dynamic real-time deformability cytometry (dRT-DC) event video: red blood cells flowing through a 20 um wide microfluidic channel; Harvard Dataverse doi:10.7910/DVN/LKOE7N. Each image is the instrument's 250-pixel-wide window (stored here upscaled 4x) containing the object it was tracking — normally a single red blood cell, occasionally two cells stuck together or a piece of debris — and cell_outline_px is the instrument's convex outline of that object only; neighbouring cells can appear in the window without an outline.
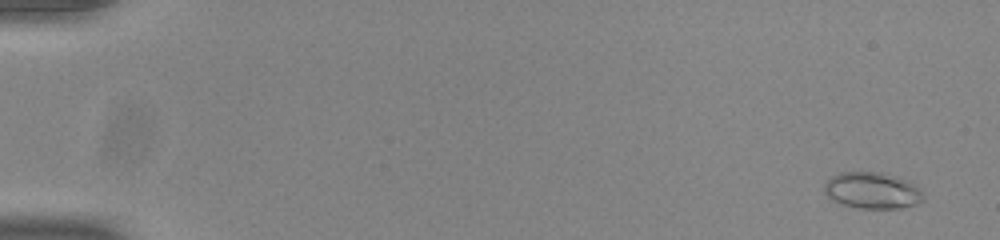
{"species": "common noctule bat (a hibernating species)", "species_latin": "Nyctalus noctula", "temperature_condition": "room temperature", "stored_images_in_passage": 54, "camera_frame_rate_fps": 3000, "um_per_image_px": 0.085, "animal": {"sex": "male", "body_mass_g": 20.0, "forearm_length_mm": 53.3}, "frame": {"image": 1, "passage_image": 3, "time_ms": 0.667, "image_size_px": [1000, 240], "cell_outline_px": [[924, 200], [916, 204], [900, 208], [860, 208], [844, 204], [832, 200], [824, 192], [824, 184], [832, 176], [840, 172], [880, 172], [896, 176], [908, 180], [916, 184], [924, 192]], "centroid_in_image_um": [74.19, 16.18], "position_along_channel_um": 10.8, "area_um2": 21.15}}
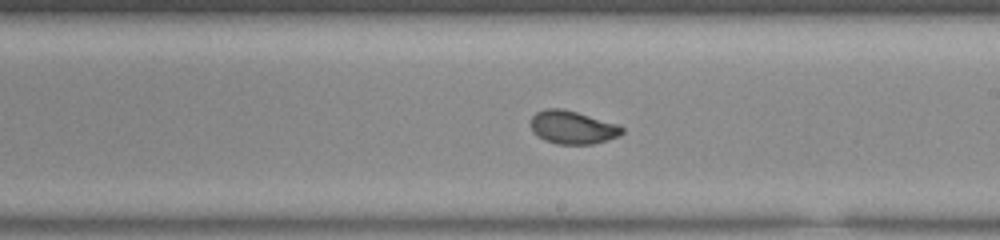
{"frame": {"image": 2, "passage_image": 33, "time_ms": 10.667, "image_size_px": [1000, 240], "cell_outline_px": [[624, 132], [620, 136], [592, 144], [556, 144], [544, 140], [536, 136], [532, 132], [528, 124], [532, 116], [536, 112], [544, 108], [564, 108], [620, 124], [624, 128]], "centroid_in_image_um": [48.64, 10.81], "position_along_channel_um": 240.4, "area_um2": 18.21}}
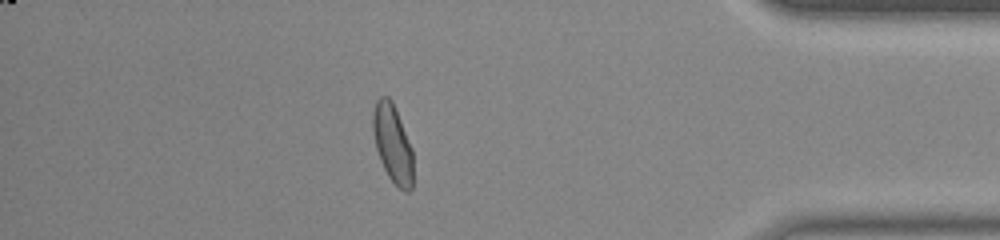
{"frame": {"image": 3, "passage_image": 48, "time_ms": 15.667, "image_size_px": [1000, 240], "cell_outline_px": [[412, 188], [408, 192], [404, 192], [388, 176], [380, 160], [376, 148], [372, 128], [372, 112], [376, 100], [380, 96], [388, 96], [392, 100], [412, 148]], "centroid_in_image_um": [33.35, 12.17], "position_along_channel_um": 401.8, "area_um2": 18.26}, "authors_computed_cell_mechanics": {"area_um2": 18.2648, "velocity_mm_per_s": 3.8795, "shape_relaxation_time_tau1_ms": 4.624, "shape_relaxation_time_tau2_ms": 0.8747, "deformation_change_tau1": 0.1411, "deformation_change_tau2": 0.0456}}